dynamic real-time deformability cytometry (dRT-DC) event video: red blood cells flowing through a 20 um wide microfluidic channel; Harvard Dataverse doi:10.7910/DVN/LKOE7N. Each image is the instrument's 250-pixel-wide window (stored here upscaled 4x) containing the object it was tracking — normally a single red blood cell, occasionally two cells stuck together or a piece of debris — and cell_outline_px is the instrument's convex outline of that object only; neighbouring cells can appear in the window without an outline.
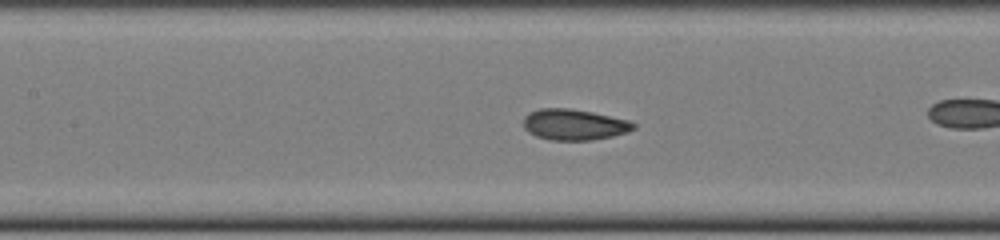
{"species": "common noctule bat (a hibernating species)", "species_latin": "Nyctalus noctula", "temperature_condition": "cold", "stored_images_in_passage": 40, "camera_frame_rate_fps": 3000, "um_per_image_px": 0.085, "animal": {"sex": "female", "body_mass_g": 22.0, "forearm_length_mm": 56.7}, "frame": {"image": 1, "passage_image": 23, "time_ms": 7.333, "image_size_px": [1000, 240], "cell_outline_px": [[636, 128], [628, 132], [612, 136], [592, 140], [552, 140], [536, 136], [528, 132], [524, 128], [524, 116], [528, 112], [540, 108], [568, 108], [592, 112], [628, 120], [636, 124]], "centroid_in_image_um": [48.79, 10.59], "position_along_channel_um": 158.6, "area_um2": 19.88}}
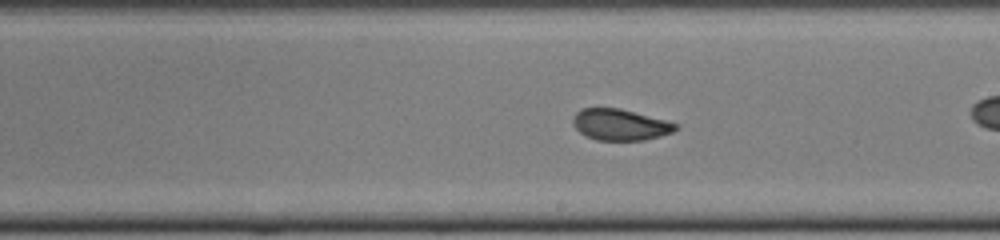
{"frame": {"image": 2, "passage_image": 29, "time_ms": 9.333, "image_size_px": [1000, 240], "cell_outline_px": [[680, 128], [672, 132], [660, 136], [644, 140], [596, 140], [584, 136], [572, 124], [572, 120], [576, 112], [580, 108], [620, 108], [668, 120], [680, 124]], "centroid_in_image_um": [52.74, 10.59], "position_along_channel_um": 236.3, "area_um2": 19.02}}